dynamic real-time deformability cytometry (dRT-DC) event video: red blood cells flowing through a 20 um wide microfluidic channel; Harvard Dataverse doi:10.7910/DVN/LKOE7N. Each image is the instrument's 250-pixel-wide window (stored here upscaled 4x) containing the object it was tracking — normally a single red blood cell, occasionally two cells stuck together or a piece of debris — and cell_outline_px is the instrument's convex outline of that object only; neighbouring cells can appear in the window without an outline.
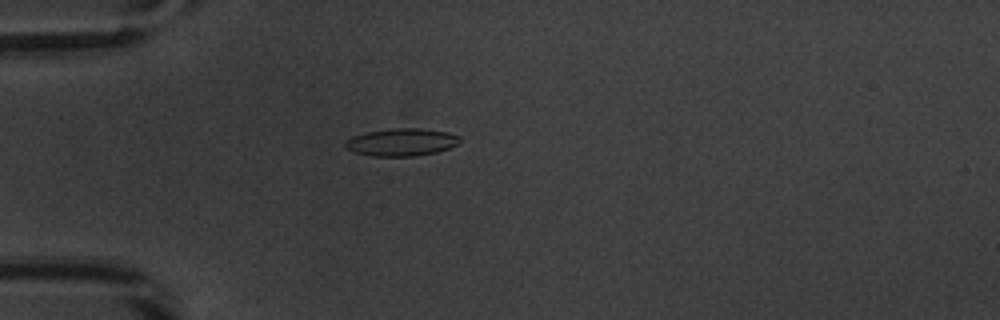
{"species": "common noctule bat (a hibernating species)", "species_latin": "Nyctalus noctula", "temperature_condition": "warm", "stored_images_in_passage": 41, "camera_frame_rate_fps": 3000, "um_per_image_px": 0.085, "animal": {"sex": "male", "body_mass_g": 20.1, "forearm_length_mm": 53.5}, "frame": {"image": 1, "passage_image": 4, "time_ms": 1.0, "image_size_px": [1000, 320], "cell_outline_px": [[460, 140], [456, 144], [448, 148], [436, 152], [412, 156], [372, 156], [352, 152], [344, 148], [344, 144], [352, 136], [368, 132], [392, 128], [420, 128], [448, 132], [460, 136]], "centroid_in_image_um": [34.09, 12.08], "position_along_channel_um": 50.9, "area_um2": 18.32}}
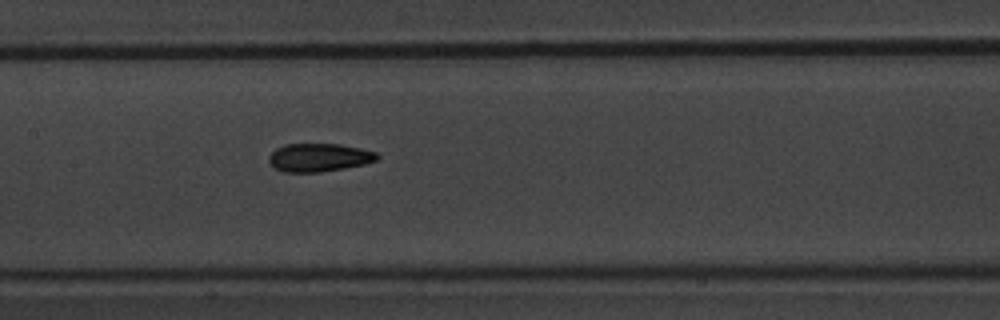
{"frame": {"image": 2, "passage_image": 15, "time_ms": 4.667, "image_size_px": [1000, 320], "cell_outline_px": [[380, 156], [376, 160], [364, 164], [344, 168], [320, 172], [284, 172], [276, 168], [268, 160], [268, 156], [276, 148], [284, 144], [340, 144], [360, 148], [376, 152]], "centroid_in_image_um": [27.11, 13.38], "position_along_channel_um": 180.3, "area_um2": 17.74}}
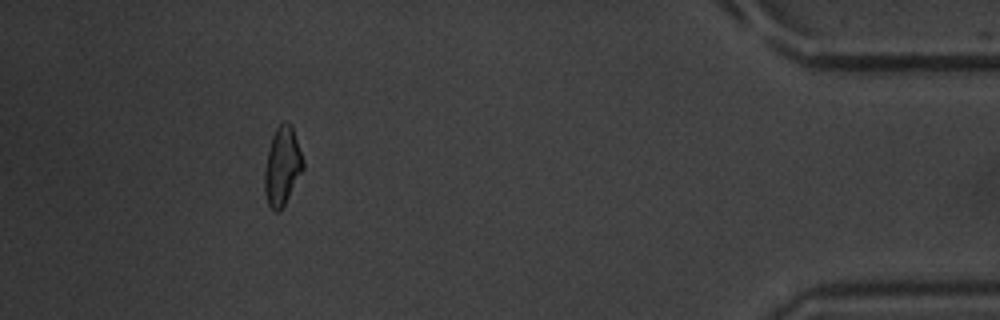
{"frame": {"image": 3, "passage_image": 37, "time_ms": 12.0, "image_size_px": [1000, 320], "cell_outline_px": [[304, 168], [284, 204], [276, 212], [268, 204], [264, 192], [264, 172], [268, 152], [272, 136], [276, 128], [284, 120], [288, 120], [292, 124], [304, 160]], "centroid_in_image_um": [24.0, 14.06], "position_along_channel_um": 411.2, "area_um2": 17.51}, "authors_computed_cell_mechanics": {"area_um2": 17.5712, "velocity_mm_per_s": 3.8794, "shape_relaxation_time_tau1_ms": 5.3111, "shape_relaxation_time_tau2_ms": 2.5556, "deformation_change_tau1": 0.1696, "deformation_change_tau2": 0.1045}}